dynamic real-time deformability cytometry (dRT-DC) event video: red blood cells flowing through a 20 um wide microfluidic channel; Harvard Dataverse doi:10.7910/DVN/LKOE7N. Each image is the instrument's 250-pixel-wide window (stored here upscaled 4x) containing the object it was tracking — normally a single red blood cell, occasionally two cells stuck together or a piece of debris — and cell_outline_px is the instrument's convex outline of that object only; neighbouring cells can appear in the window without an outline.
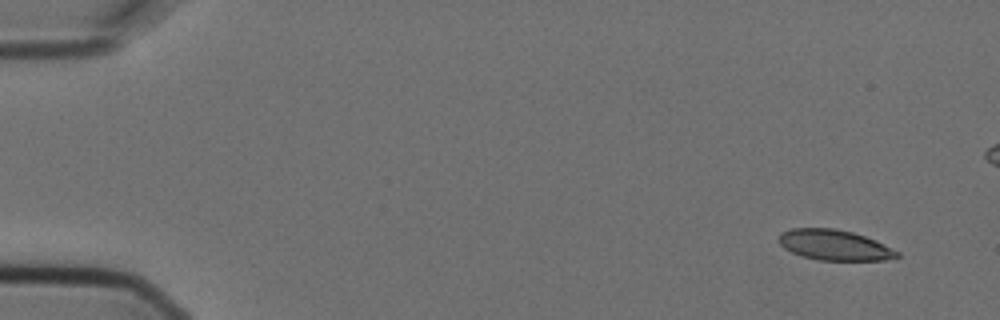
{"species": "Egyptian fruit bat (a non-hibernating species)", "species_latin": "Rousettus aegyptiacus", "temperature_condition": "cold", "stored_images_in_passage": 6, "segment_of_instrument_passage": [1, 2], "camera_frame_rate_fps": 3000, "um_per_image_px": 0.085, "animal": {"sex": "female"}, "frame": {"image": 1, "passage_image": 1, "time_ms": 0.0, "image_size_px": [1000, 320], "cell_outline_px": [[900, 256], [896, 260], [820, 260], [804, 256], [792, 252], [784, 248], [776, 240], [780, 232], [792, 228], [836, 228], [852, 232], [864, 236], [900, 252]], "centroid_in_image_um": [70.92, 20.83], "position_along_channel_um": 14.1, "area_um2": 21.04}}
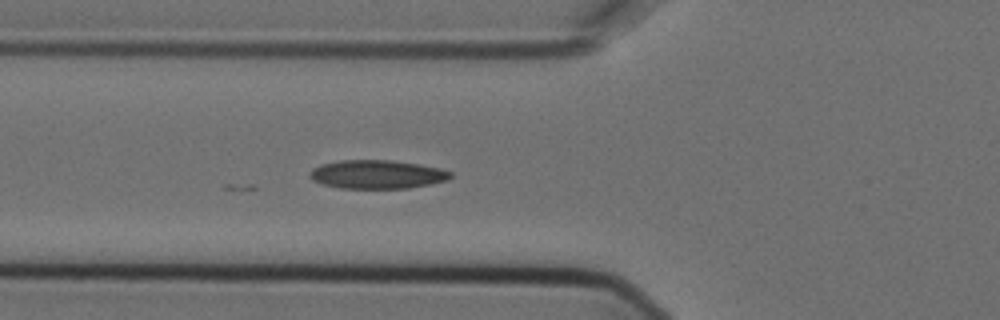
{"frame": {"image": 2, "passage_image": 5, "time_ms": 1.333, "image_size_px": [1000, 320], "cell_outline_px": [[452, 176], [448, 180], [408, 188], [340, 188], [324, 184], [312, 180], [308, 176], [312, 168], [320, 164], [340, 160], [392, 160], [440, 168], [452, 172]], "centroid_in_image_um": [32.03, 14.81], "position_along_channel_um": 93.8, "area_um2": 23.41}}